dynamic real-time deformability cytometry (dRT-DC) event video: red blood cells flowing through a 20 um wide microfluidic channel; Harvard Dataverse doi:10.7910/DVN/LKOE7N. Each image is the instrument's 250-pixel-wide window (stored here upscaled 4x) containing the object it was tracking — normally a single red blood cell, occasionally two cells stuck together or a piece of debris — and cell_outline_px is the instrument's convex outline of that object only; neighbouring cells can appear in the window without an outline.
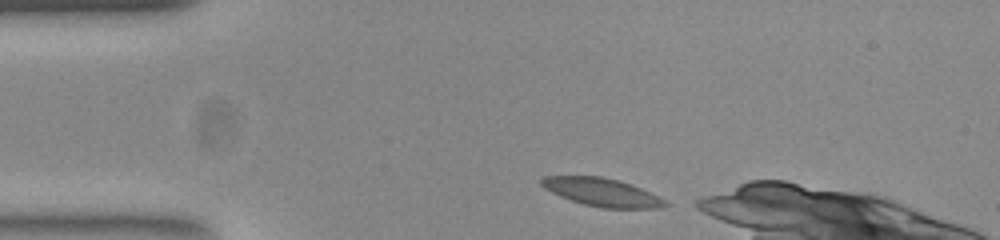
{"species": "common noctule bat (a hibernating species)", "species_latin": "Nyctalus noctula", "temperature_condition": "room temperature", "stored_images_in_passage": 35, "camera_frame_rate_fps": 3000, "um_per_image_px": 0.085, "animal": {"sex": "female", "body_mass_g": 23.0, "forearm_length_mm": 53.4}, "frame": {"image": 1, "passage_image": 1, "time_ms": 0.0, "image_size_px": [1000, 240], "cell_outline_px": [[668, 204], [660, 208], [604, 208], [584, 204], [560, 196], [552, 192], [540, 184], [540, 180], [544, 176], [600, 176], [616, 180], [640, 188], [664, 200]], "centroid_in_image_um": [51.12, 16.34], "position_along_channel_um": 33.9, "area_um2": 19.71}}
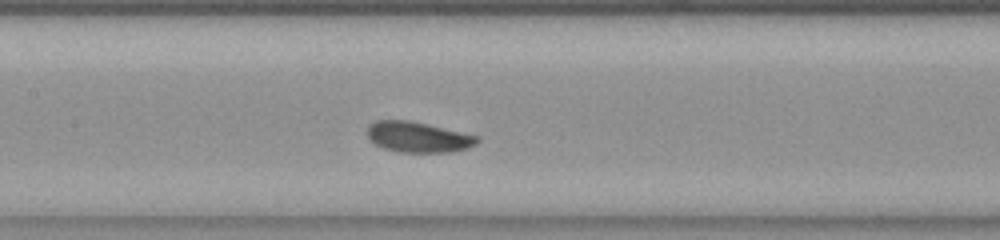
{"frame": {"image": 2, "passage_image": 15, "time_ms": 4.667, "image_size_px": [1000, 240], "cell_outline_px": [[480, 140], [476, 144], [464, 148], [448, 152], [400, 152], [384, 148], [376, 144], [368, 136], [368, 128], [376, 120], [408, 120], [476, 136]], "centroid_in_image_um": [35.5, 11.65], "position_along_channel_um": 171.9, "area_um2": 18.9}}
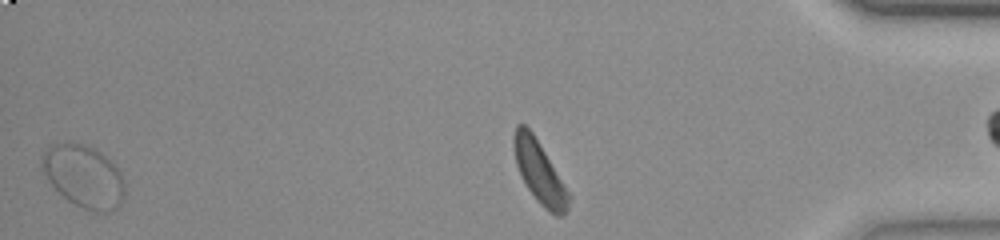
{"frame": {"image": 3, "passage_image": 34, "time_ms": 11.0, "image_size_px": [1000, 240], "cell_outline_px": [[124, 200], [116, 208], [108, 212], [92, 212], [68, 200], [48, 180], [40, 164], [44, 148], [56, 144], [76, 144], [92, 148], [100, 152], [120, 172], [124, 184]], "centroid_in_image_um": [7.12, 15.02], "position_along_channel_um": 428.1, "area_um2": 29.48}, "authors_computed_cell_mechanics": {"area_um2": 19.652, "velocity_mm_per_s": 3.8139, "shape_relaxation_time_tau1_ms": 1.184, "shape_relaxation_time_tau2_ms": 8.9336, "deformation_change_tau1": 0.063, "deformation_change_tau2": 0.1687}}